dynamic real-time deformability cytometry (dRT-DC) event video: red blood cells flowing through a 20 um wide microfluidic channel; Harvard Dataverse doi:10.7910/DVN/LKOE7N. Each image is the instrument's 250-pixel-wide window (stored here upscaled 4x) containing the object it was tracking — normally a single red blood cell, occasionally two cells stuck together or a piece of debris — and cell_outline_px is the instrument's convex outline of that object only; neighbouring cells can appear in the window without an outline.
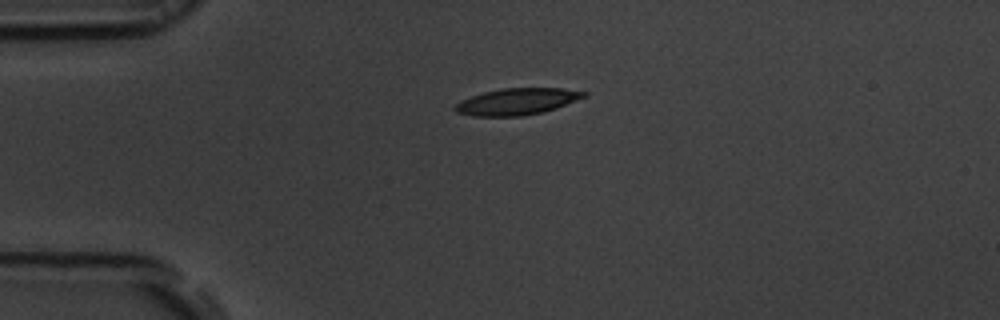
{"species": "common noctule bat (a hibernating species)", "species_latin": "Nyctalus noctula", "temperature_condition": "room temperature", "stored_images_in_passage": 41, "camera_frame_rate_fps": 3000, "um_per_image_px": 0.085, "animal": {"sex": "male", "body_mass_g": 19.5, "forearm_length_mm": 54.6}, "frame": {"image": 1, "passage_image": 1, "time_ms": 0.0, "image_size_px": [1000, 320], "cell_outline_px": [[588, 96], [556, 108], [544, 112], [524, 116], [472, 116], [456, 112], [452, 108], [460, 100], [484, 92], [500, 88], [560, 88], [588, 92]], "centroid_in_image_um": [43.95, 8.63], "position_along_channel_um": 41.1, "area_um2": 20.11}}
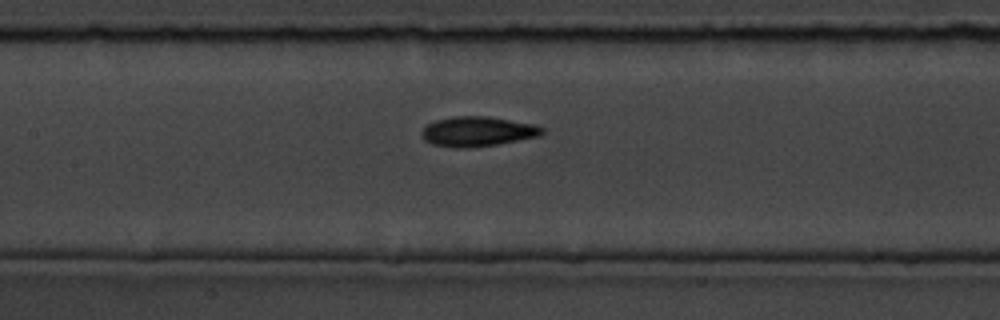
{"frame": {"image": 2, "passage_image": 13, "time_ms": 4.0, "image_size_px": [1000, 320], "cell_outline_px": [[544, 132], [540, 136], [496, 144], [468, 148], [452, 148], [432, 144], [424, 140], [420, 136], [420, 132], [428, 124], [436, 120], [452, 116], [488, 116], [536, 124], [544, 128]], "centroid_in_image_um": [40.58, 11.17], "position_along_channel_um": 166.8, "area_um2": 21.15}}
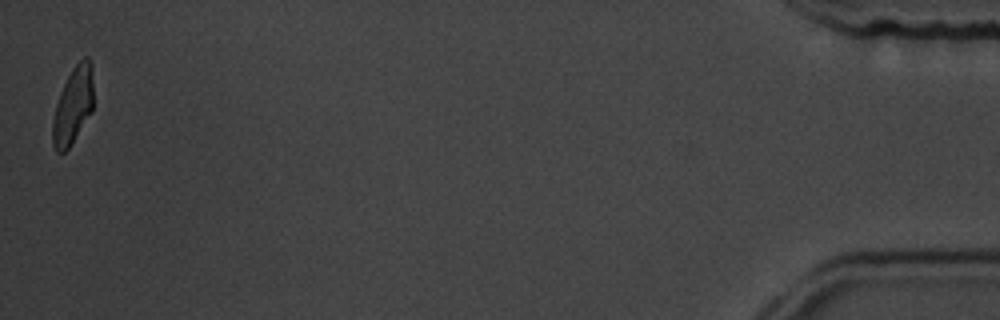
{"frame": {"image": 3, "passage_image": 41, "time_ms": 13.333, "image_size_px": [1000, 320], "cell_outline_px": [[92, 112], [68, 148], [64, 152], [56, 152], [52, 144], [52, 124], [56, 104], [60, 92], [72, 68], [84, 56], [88, 56], [92, 64]], "centroid_in_image_um": [6.2, 8.96], "position_along_channel_um": 429.0, "area_um2": 18.15}, "authors_computed_cell_mechanics": {"area_um2": 19.9988, "velocity_mm_per_s": 3.8307, "shape_relaxation_time_tau1_ms": 2.932, "shape_relaxation_time_tau2_ms": 3.1426, "deformation_change_tau1": 0.1499, "deformation_change_tau2": 0.0858}}